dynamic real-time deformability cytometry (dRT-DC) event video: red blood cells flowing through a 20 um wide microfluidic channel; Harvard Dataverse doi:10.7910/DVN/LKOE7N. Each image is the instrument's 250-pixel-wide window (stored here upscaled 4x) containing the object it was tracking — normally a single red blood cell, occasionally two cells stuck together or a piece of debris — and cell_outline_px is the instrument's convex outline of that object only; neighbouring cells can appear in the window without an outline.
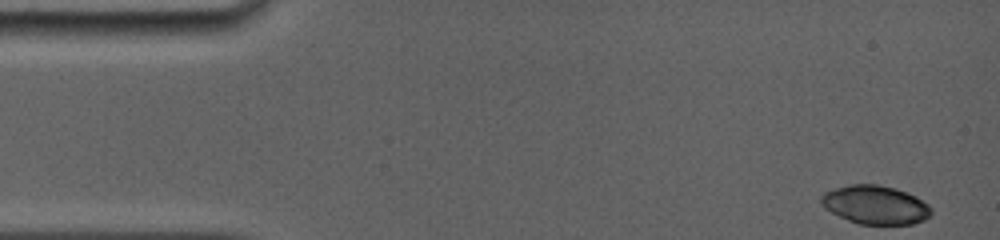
{"species": "common noctule bat (a hibernating species)", "species_latin": "Nyctalus noctula", "temperature_condition": "room temperature", "stored_images_in_passage": 64, "camera_frame_rate_fps": 5000, "um_per_image_px": 0.085, "animal": {"sex": "female", "body_mass_g": 19.0, "forearm_length_mm": 56.7}, "frame": {"image": 1, "passage_image": 1, "time_ms": 0.0, "image_size_px": [1000, 240], "cell_outline_px": [[932, 212], [924, 220], [912, 224], [860, 224], [848, 220], [824, 208], [820, 200], [820, 196], [824, 192], [848, 184], [876, 184], [896, 188], [916, 196], [928, 204], [932, 208]], "centroid_in_image_um": [74.4, 17.4], "position_along_channel_um": 10.6, "area_um2": 24.8}}
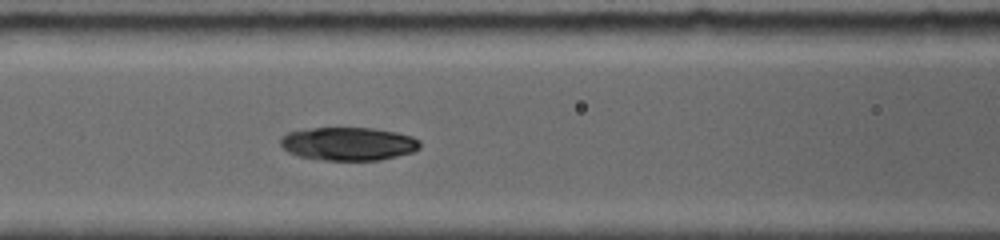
{"frame": {"image": 2, "passage_image": 28, "time_ms": 6.0, "image_size_px": [1000, 240], "cell_outline_px": [[420, 148], [412, 152], [380, 160], [324, 160], [300, 156], [288, 152], [280, 144], [280, 136], [288, 132], [304, 128], [372, 128], [396, 132], [412, 136], [420, 140]], "centroid_in_image_um": [29.6, 12.21], "position_along_channel_um": 137.0, "area_um2": 27.11}}
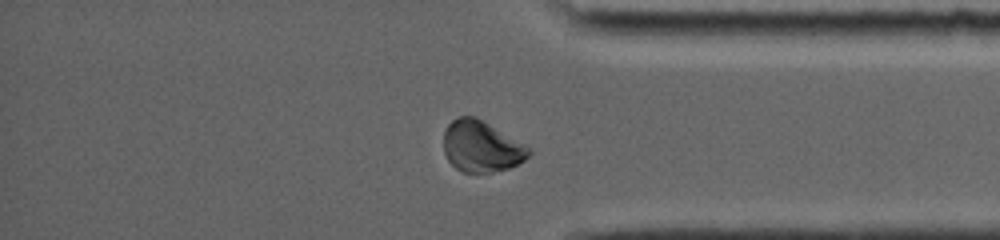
{"frame": {"image": 3, "passage_image": 55, "time_ms": 12.6, "image_size_px": [1000, 240], "cell_outline_px": [[532, 152], [524, 160], [508, 168], [492, 172], [464, 172], [456, 168], [448, 160], [444, 152], [444, 132], [448, 124], [456, 116], [476, 116], [532, 148]], "centroid_in_image_um": [40.92, 12.43], "position_along_channel_um": 394.3, "area_um2": 25.43}, "authors_computed_cell_mechanics": {"area_um2": 25.9811, "velocity_mm_per_s": 3.9262, "shape_relaxation_time_tau1_ms": 8.8211, "shape_relaxation_time_tau2_ms": null, "deformation_change_tau1": 0.2509, "deformation_change_tau2": null}}